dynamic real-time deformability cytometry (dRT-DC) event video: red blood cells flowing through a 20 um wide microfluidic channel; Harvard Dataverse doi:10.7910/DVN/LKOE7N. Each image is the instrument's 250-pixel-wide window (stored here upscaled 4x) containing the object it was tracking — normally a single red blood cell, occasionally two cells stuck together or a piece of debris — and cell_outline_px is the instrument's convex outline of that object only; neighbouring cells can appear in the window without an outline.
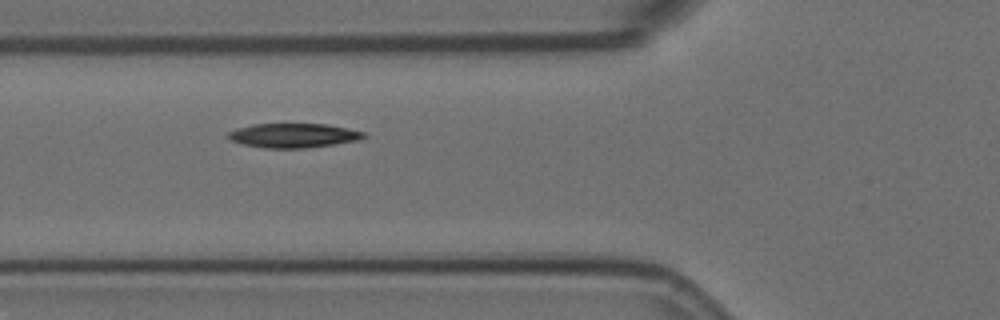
{"species": "Egyptian fruit bat (a non-hibernating species)", "species_latin": "Rousettus aegyptiacus", "temperature_condition": "room temperature", "stored_images_in_passage": 7, "camera_frame_rate_fps": 3000, "um_per_image_px": 0.085, "animal": {"sex": "female"}, "frame": {"image": 1, "passage_image": 6, "time_ms": 1.667, "image_size_px": [1000, 320], "cell_outline_px": [[368, 136], [360, 140], [308, 148], [264, 148], [244, 144], [232, 140], [228, 136], [228, 132], [236, 128], [252, 124], [328, 124], [348, 128], [364, 132]], "centroid_in_image_um": [24.99, 11.51], "position_along_channel_um": 100.8, "area_um2": 19.25}}
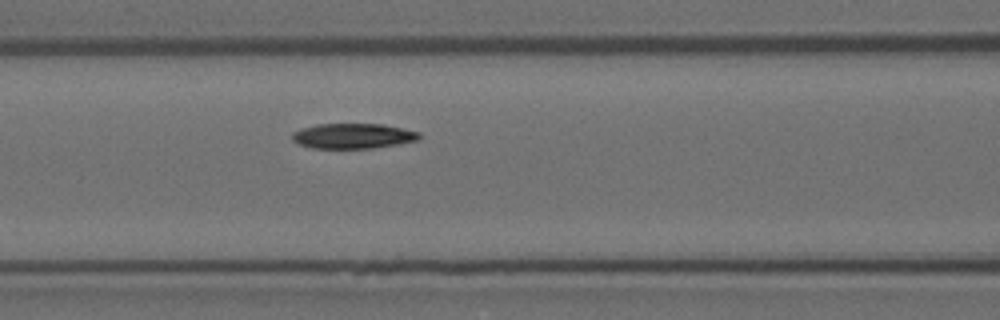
{"frame": {"image": 2, "passage_image": 7, "time_ms": 2.0, "image_size_px": [1000, 320], "cell_outline_px": [[420, 140], [372, 148], [312, 148], [296, 144], [292, 140], [292, 132], [300, 128], [316, 124], [380, 124], [420, 132]], "centroid_in_image_um": [29.95, 11.56], "position_along_channel_um": 136.7, "area_um2": 18.67}}